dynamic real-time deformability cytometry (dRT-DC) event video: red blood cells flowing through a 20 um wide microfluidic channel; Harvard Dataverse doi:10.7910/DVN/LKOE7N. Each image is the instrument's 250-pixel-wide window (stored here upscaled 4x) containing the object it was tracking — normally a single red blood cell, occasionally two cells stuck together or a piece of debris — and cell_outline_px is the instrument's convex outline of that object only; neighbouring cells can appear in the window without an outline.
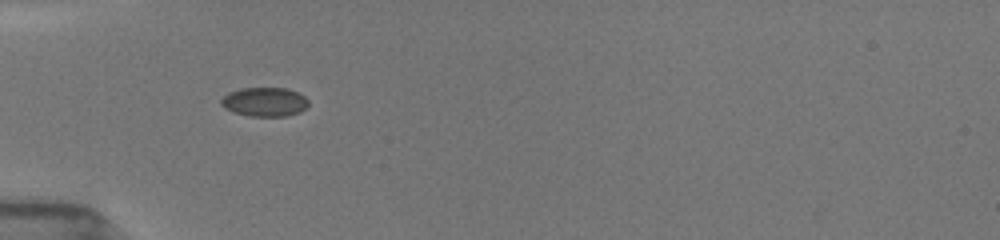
{"species": "common noctule bat (a hibernating species)", "species_latin": "Nyctalus noctula", "temperature_condition": "room temperature", "stored_images_in_passage": 3, "camera_frame_rate_fps": 3000, "um_per_image_px": 0.085, "animal": {"sex": "female", "body_mass_g": 19.5, "forearm_length_mm": 54.1}, "frame": {"image": 1, "passage_image": 2, "time_ms": 1.0, "image_size_px": [1000, 240], "cell_outline_px": [[308, 104], [300, 112], [284, 116], [248, 116], [232, 112], [224, 108], [220, 104], [220, 100], [228, 92], [240, 88], [288, 88], [304, 96], [308, 100]], "centroid_in_image_um": [22.45, 8.66], "position_along_channel_um": 62.6, "area_um2": 14.85}}
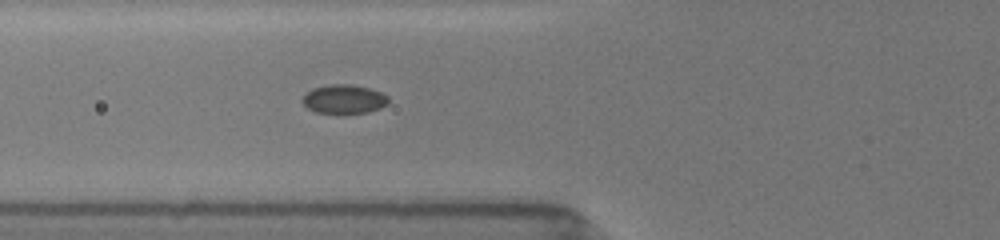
{"frame": {"image": 2, "passage_image": 3, "time_ms": 2.0, "image_size_px": [1000, 240], "cell_outline_px": [[388, 104], [380, 108], [368, 112], [344, 116], [316, 112], [308, 108], [300, 100], [312, 88], [332, 84], [352, 84], [368, 88], [380, 92], [388, 96]], "centroid_in_image_um": [29.24, 8.47], "position_along_channel_um": 96.6, "area_um2": 14.97}}